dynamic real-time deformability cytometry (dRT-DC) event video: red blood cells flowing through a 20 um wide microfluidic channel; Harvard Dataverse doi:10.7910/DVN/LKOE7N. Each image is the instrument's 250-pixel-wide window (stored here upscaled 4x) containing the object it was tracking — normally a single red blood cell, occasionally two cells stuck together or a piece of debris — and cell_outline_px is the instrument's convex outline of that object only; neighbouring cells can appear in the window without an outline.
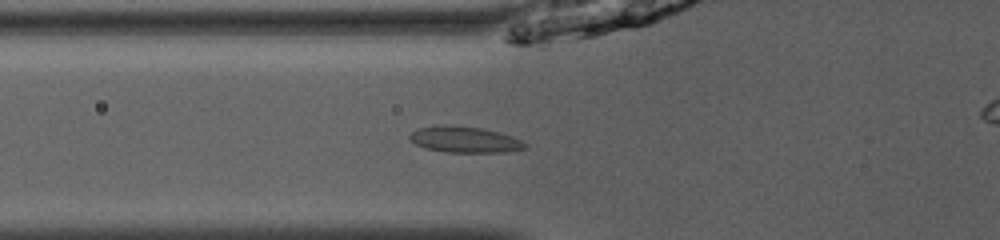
{"species": "common noctule bat (a hibernating species)", "species_latin": "Nyctalus noctula", "temperature_condition": "room temperature", "stored_images_in_passage": 31, "camera_frame_rate_fps": 3000, "um_per_image_px": 0.085, "animal": {"sex": "male", "body_mass_g": 13.0, "forearm_length_mm": 53.1}, "frame": {"image": 1, "passage_image": 3, "time_ms": 0.667, "image_size_px": [1000, 240], "cell_outline_px": [[528, 148], [508, 152], [448, 152], [424, 148], [416, 144], [408, 136], [416, 128], [436, 124], [452, 124], [480, 128], [500, 132], [512, 136], [528, 144]], "centroid_in_image_um": [39.5, 11.84], "position_along_channel_um": 86.3, "area_um2": 17.86}}
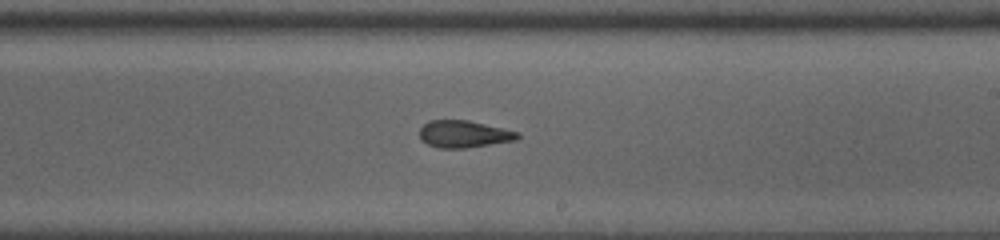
{"frame": {"image": 2, "passage_image": 15, "time_ms": 4.667, "image_size_px": [1000, 240], "cell_outline_px": [[520, 136], [516, 140], [464, 148], [440, 148], [428, 144], [420, 140], [420, 128], [428, 120], [468, 120], [520, 132]], "centroid_in_image_um": [39.42, 11.39], "position_along_channel_um": 249.6, "area_um2": 15.43}}
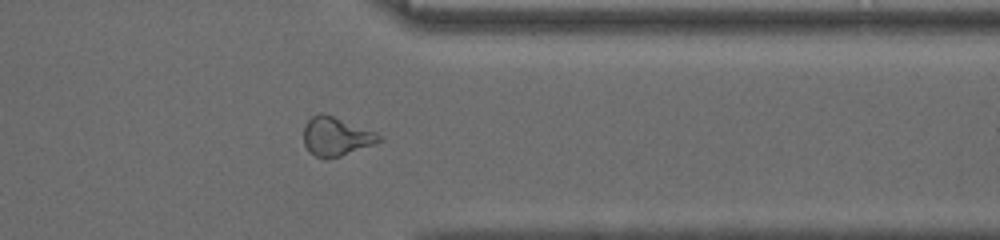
{"frame": {"image": 3, "passage_image": 25, "time_ms": 8.0, "image_size_px": [1000, 240], "cell_outline_px": [[384, 140], [376, 144], [340, 156], [324, 160], [308, 152], [304, 144], [304, 124], [312, 116], [320, 112], [332, 116], [376, 132]], "centroid_in_image_um": [28.56, 11.62], "position_along_channel_um": 382.8, "area_um2": 17.11}}